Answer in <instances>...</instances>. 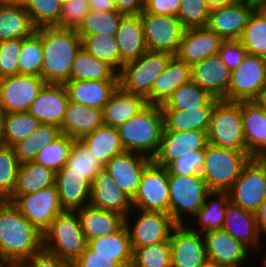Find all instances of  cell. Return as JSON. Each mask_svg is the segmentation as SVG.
I'll use <instances>...</instances> for the list:
<instances>
[{"label": "cell", "instance_id": "obj_19", "mask_svg": "<svg viewBox=\"0 0 266 267\" xmlns=\"http://www.w3.org/2000/svg\"><path fill=\"white\" fill-rule=\"evenodd\" d=\"M255 4L233 3L210 11L208 27L224 41L239 40Z\"/></svg>", "mask_w": 266, "mask_h": 267}, {"label": "cell", "instance_id": "obj_32", "mask_svg": "<svg viewBox=\"0 0 266 267\" xmlns=\"http://www.w3.org/2000/svg\"><path fill=\"white\" fill-rule=\"evenodd\" d=\"M102 125L103 110L69 102L60 129L62 134L80 140Z\"/></svg>", "mask_w": 266, "mask_h": 267}, {"label": "cell", "instance_id": "obj_74", "mask_svg": "<svg viewBox=\"0 0 266 267\" xmlns=\"http://www.w3.org/2000/svg\"><path fill=\"white\" fill-rule=\"evenodd\" d=\"M60 4H65V3H67L68 1H70V0H57Z\"/></svg>", "mask_w": 266, "mask_h": 267}, {"label": "cell", "instance_id": "obj_27", "mask_svg": "<svg viewBox=\"0 0 266 267\" xmlns=\"http://www.w3.org/2000/svg\"><path fill=\"white\" fill-rule=\"evenodd\" d=\"M223 230L227 231L234 239L242 242L252 250L260 251L261 239L259 234L256 215L244 210L239 205L228 201L227 211L224 219ZM254 248V249H253Z\"/></svg>", "mask_w": 266, "mask_h": 267}, {"label": "cell", "instance_id": "obj_21", "mask_svg": "<svg viewBox=\"0 0 266 267\" xmlns=\"http://www.w3.org/2000/svg\"><path fill=\"white\" fill-rule=\"evenodd\" d=\"M69 102V95L64 84L46 83L31 103L28 112L41 124L61 127Z\"/></svg>", "mask_w": 266, "mask_h": 267}, {"label": "cell", "instance_id": "obj_71", "mask_svg": "<svg viewBox=\"0 0 266 267\" xmlns=\"http://www.w3.org/2000/svg\"><path fill=\"white\" fill-rule=\"evenodd\" d=\"M8 200V198L6 196H4L1 192H0V207Z\"/></svg>", "mask_w": 266, "mask_h": 267}, {"label": "cell", "instance_id": "obj_36", "mask_svg": "<svg viewBox=\"0 0 266 267\" xmlns=\"http://www.w3.org/2000/svg\"><path fill=\"white\" fill-rule=\"evenodd\" d=\"M36 30L24 5L11 3L0 7V41L25 39Z\"/></svg>", "mask_w": 266, "mask_h": 267}, {"label": "cell", "instance_id": "obj_40", "mask_svg": "<svg viewBox=\"0 0 266 267\" xmlns=\"http://www.w3.org/2000/svg\"><path fill=\"white\" fill-rule=\"evenodd\" d=\"M56 173L34 161L20 163L13 194H33L55 185Z\"/></svg>", "mask_w": 266, "mask_h": 267}, {"label": "cell", "instance_id": "obj_50", "mask_svg": "<svg viewBox=\"0 0 266 267\" xmlns=\"http://www.w3.org/2000/svg\"><path fill=\"white\" fill-rule=\"evenodd\" d=\"M132 248V267H172L169 240L154 245Z\"/></svg>", "mask_w": 266, "mask_h": 267}, {"label": "cell", "instance_id": "obj_65", "mask_svg": "<svg viewBox=\"0 0 266 267\" xmlns=\"http://www.w3.org/2000/svg\"><path fill=\"white\" fill-rule=\"evenodd\" d=\"M256 9L266 17V0L257 1Z\"/></svg>", "mask_w": 266, "mask_h": 267}, {"label": "cell", "instance_id": "obj_67", "mask_svg": "<svg viewBox=\"0 0 266 267\" xmlns=\"http://www.w3.org/2000/svg\"><path fill=\"white\" fill-rule=\"evenodd\" d=\"M3 116H4V111L0 107V144H2V136H3Z\"/></svg>", "mask_w": 266, "mask_h": 267}, {"label": "cell", "instance_id": "obj_59", "mask_svg": "<svg viewBox=\"0 0 266 267\" xmlns=\"http://www.w3.org/2000/svg\"><path fill=\"white\" fill-rule=\"evenodd\" d=\"M73 263L75 267H121L112 257L94 255L88 246Z\"/></svg>", "mask_w": 266, "mask_h": 267}, {"label": "cell", "instance_id": "obj_52", "mask_svg": "<svg viewBox=\"0 0 266 267\" xmlns=\"http://www.w3.org/2000/svg\"><path fill=\"white\" fill-rule=\"evenodd\" d=\"M19 165L13 148L0 144V192L7 198L16 187Z\"/></svg>", "mask_w": 266, "mask_h": 267}, {"label": "cell", "instance_id": "obj_48", "mask_svg": "<svg viewBox=\"0 0 266 267\" xmlns=\"http://www.w3.org/2000/svg\"><path fill=\"white\" fill-rule=\"evenodd\" d=\"M43 50L41 41V28L23 39L19 56V75H34L42 77Z\"/></svg>", "mask_w": 266, "mask_h": 267}, {"label": "cell", "instance_id": "obj_29", "mask_svg": "<svg viewBox=\"0 0 266 267\" xmlns=\"http://www.w3.org/2000/svg\"><path fill=\"white\" fill-rule=\"evenodd\" d=\"M220 99L212 97L204 106L188 110L161 109L163 131H208L211 116Z\"/></svg>", "mask_w": 266, "mask_h": 267}, {"label": "cell", "instance_id": "obj_68", "mask_svg": "<svg viewBox=\"0 0 266 267\" xmlns=\"http://www.w3.org/2000/svg\"><path fill=\"white\" fill-rule=\"evenodd\" d=\"M199 267H222L220 265H218L217 263H215L214 261H211L209 259H207L201 266Z\"/></svg>", "mask_w": 266, "mask_h": 267}, {"label": "cell", "instance_id": "obj_66", "mask_svg": "<svg viewBox=\"0 0 266 267\" xmlns=\"http://www.w3.org/2000/svg\"><path fill=\"white\" fill-rule=\"evenodd\" d=\"M0 267H20V264L12 261L0 260Z\"/></svg>", "mask_w": 266, "mask_h": 267}, {"label": "cell", "instance_id": "obj_8", "mask_svg": "<svg viewBox=\"0 0 266 267\" xmlns=\"http://www.w3.org/2000/svg\"><path fill=\"white\" fill-rule=\"evenodd\" d=\"M172 55L147 50L138 59L125 63L118 73L119 87L147 98L156 78L164 71Z\"/></svg>", "mask_w": 266, "mask_h": 267}, {"label": "cell", "instance_id": "obj_51", "mask_svg": "<svg viewBox=\"0 0 266 267\" xmlns=\"http://www.w3.org/2000/svg\"><path fill=\"white\" fill-rule=\"evenodd\" d=\"M24 7L37 29L59 24L62 4L57 0H28Z\"/></svg>", "mask_w": 266, "mask_h": 267}, {"label": "cell", "instance_id": "obj_25", "mask_svg": "<svg viewBox=\"0 0 266 267\" xmlns=\"http://www.w3.org/2000/svg\"><path fill=\"white\" fill-rule=\"evenodd\" d=\"M244 139L252 158L266 154V105L263 101H242Z\"/></svg>", "mask_w": 266, "mask_h": 267}, {"label": "cell", "instance_id": "obj_4", "mask_svg": "<svg viewBox=\"0 0 266 267\" xmlns=\"http://www.w3.org/2000/svg\"><path fill=\"white\" fill-rule=\"evenodd\" d=\"M87 244L76 211L58 213L43 233V249L70 262L82 254Z\"/></svg>", "mask_w": 266, "mask_h": 267}, {"label": "cell", "instance_id": "obj_3", "mask_svg": "<svg viewBox=\"0 0 266 267\" xmlns=\"http://www.w3.org/2000/svg\"><path fill=\"white\" fill-rule=\"evenodd\" d=\"M117 129L125 151L152 159L158 151L164 130L160 106L148 104Z\"/></svg>", "mask_w": 266, "mask_h": 267}, {"label": "cell", "instance_id": "obj_7", "mask_svg": "<svg viewBox=\"0 0 266 267\" xmlns=\"http://www.w3.org/2000/svg\"><path fill=\"white\" fill-rule=\"evenodd\" d=\"M168 185L170 216L177 225L188 224L186 215L194 217L211 191L202 176L198 175L168 174Z\"/></svg>", "mask_w": 266, "mask_h": 267}, {"label": "cell", "instance_id": "obj_54", "mask_svg": "<svg viewBox=\"0 0 266 267\" xmlns=\"http://www.w3.org/2000/svg\"><path fill=\"white\" fill-rule=\"evenodd\" d=\"M23 39L0 41V75H19V56Z\"/></svg>", "mask_w": 266, "mask_h": 267}, {"label": "cell", "instance_id": "obj_38", "mask_svg": "<svg viewBox=\"0 0 266 267\" xmlns=\"http://www.w3.org/2000/svg\"><path fill=\"white\" fill-rule=\"evenodd\" d=\"M70 80L119 81V77L111 65L96 59L81 47L72 64Z\"/></svg>", "mask_w": 266, "mask_h": 267}, {"label": "cell", "instance_id": "obj_34", "mask_svg": "<svg viewBox=\"0 0 266 267\" xmlns=\"http://www.w3.org/2000/svg\"><path fill=\"white\" fill-rule=\"evenodd\" d=\"M147 105L145 97L125 92L118 87L102 109L104 125L118 128Z\"/></svg>", "mask_w": 266, "mask_h": 267}, {"label": "cell", "instance_id": "obj_9", "mask_svg": "<svg viewBox=\"0 0 266 267\" xmlns=\"http://www.w3.org/2000/svg\"><path fill=\"white\" fill-rule=\"evenodd\" d=\"M266 95V59L247 54L231 72L226 101H262Z\"/></svg>", "mask_w": 266, "mask_h": 267}, {"label": "cell", "instance_id": "obj_31", "mask_svg": "<svg viewBox=\"0 0 266 267\" xmlns=\"http://www.w3.org/2000/svg\"><path fill=\"white\" fill-rule=\"evenodd\" d=\"M76 212L87 242L102 235L115 233L125 224V217L120 213L103 210L91 204Z\"/></svg>", "mask_w": 266, "mask_h": 267}, {"label": "cell", "instance_id": "obj_73", "mask_svg": "<svg viewBox=\"0 0 266 267\" xmlns=\"http://www.w3.org/2000/svg\"><path fill=\"white\" fill-rule=\"evenodd\" d=\"M11 3H12V0H0V7L11 4Z\"/></svg>", "mask_w": 266, "mask_h": 267}, {"label": "cell", "instance_id": "obj_22", "mask_svg": "<svg viewBox=\"0 0 266 267\" xmlns=\"http://www.w3.org/2000/svg\"><path fill=\"white\" fill-rule=\"evenodd\" d=\"M192 81L212 97L224 99L231 81V71L217 54L191 65Z\"/></svg>", "mask_w": 266, "mask_h": 267}, {"label": "cell", "instance_id": "obj_35", "mask_svg": "<svg viewBox=\"0 0 266 267\" xmlns=\"http://www.w3.org/2000/svg\"><path fill=\"white\" fill-rule=\"evenodd\" d=\"M87 246L94 251V255L112 257L121 267H130L132 264L133 248L125 224L115 233L89 240Z\"/></svg>", "mask_w": 266, "mask_h": 267}, {"label": "cell", "instance_id": "obj_11", "mask_svg": "<svg viewBox=\"0 0 266 267\" xmlns=\"http://www.w3.org/2000/svg\"><path fill=\"white\" fill-rule=\"evenodd\" d=\"M131 212L125 217V225L130 235L132 247H144L168 241L177 225L168 213L138 209H133ZM134 212L139 215L132 221Z\"/></svg>", "mask_w": 266, "mask_h": 267}, {"label": "cell", "instance_id": "obj_6", "mask_svg": "<svg viewBox=\"0 0 266 267\" xmlns=\"http://www.w3.org/2000/svg\"><path fill=\"white\" fill-rule=\"evenodd\" d=\"M208 144L248 152L244 139L242 101L220 99L212 112L207 132Z\"/></svg>", "mask_w": 266, "mask_h": 267}, {"label": "cell", "instance_id": "obj_57", "mask_svg": "<svg viewBox=\"0 0 266 267\" xmlns=\"http://www.w3.org/2000/svg\"><path fill=\"white\" fill-rule=\"evenodd\" d=\"M247 54V50L239 40L223 41L218 52L223 63L231 72L243 62Z\"/></svg>", "mask_w": 266, "mask_h": 267}, {"label": "cell", "instance_id": "obj_77", "mask_svg": "<svg viewBox=\"0 0 266 267\" xmlns=\"http://www.w3.org/2000/svg\"><path fill=\"white\" fill-rule=\"evenodd\" d=\"M150 0H143L144 5H146Z\"/></svg>", "mask_w": 266, "mask_h": 267}, {"label": "cell", "instance_id": "obj_20", "mask_svg": "<svg viewBox=\"0 0 266 267\" xmlns=\"http://www.w3.org/2000/svg\"><path fill=\"white\" fill-rule=\"evenodd\" d=\"M152 159L129 151L114 156L104 169L116 182L117 187L128 194L132 199L136 195L141 175Z\"/></svg>", "mask_w": 266, "mask_h": 267}, {"label": "cell", "instance_id": "obj_24", "mask_svg": "<svg viewBox=\"0 0 266 267\" xmlns=\"http://www.w3.org/2000/svg\"><path fill=\"white\" fill-rule=\"evenodd\" d=\"M224 40L208 26L185 30L177 57L192 65L217 55Z\"/></svg>", "mask_w": 266, "mask_h": 267}, {"label": "cell", "instance_id": "obj_64", "mask_svg": "<svg viewBox=\"0 0 266 267\" xmlns=\"http://www.w3.org/2000/svg\"><path fill=\"white\" fill-rule=\"evenodd\" d=\"M206 2L211 10L233 4L231 0H206Z\"/></svg>", "mask_w": 266, "mask_h": 267}, {"label": "cell", "instance_id": "obj_17", "mask_svg": "<svg viewBox=\"0 0 266 267\" xmlns=\"http://www.w3.org/2000/svg\"><path fill=\"white\" fill-rule=\"evenodd\" d=\"M208 131H163L157 153L152 161L167 167L175 159L205 150L208 145Z\"/></svg>", "mask_w": 266, "mask_h": 267}, {"label": "cell", "instance_id": "obj_30", "mask_svg": "<svg viewBox=\"0 0 266 267\" xmlns=\"http://www.w3.org/2000/svg\"><path fill=\"white\" fill-rule=\"evenodd\" d=\"M64 85L70 102L102 110L119 87V81L69 80Z\"/></svg>", "mask_w": 266, "mask_h": 267}, {"label": "cell", "instance_id": "obj_56", "mask_svg": "<svg viewBox=\"0 0 266 267\" xmlns=\"http://www.w3.org/2000/svg\"><path fill=\"white\" fill-rule=\"evenodd\" d=\"M168 174L174 175H198L204 170V150L194 151V154H186L172 161L167 167Z\"/></svg>", "mask_w": 266, "mask_h": 267}, {"label": "cell", "instance_id": "obj_12", "mask_svg": "<svg viewBox=\"0 0 266 267\" xmlns=\"http://www.w3.org/2000/svg\"><path fill=\"white\" fill-rule=\"evenodd\" d=\"M133 209L169 214L168 169L151 161L144 169Z\"/></svg>", "mask_w": 266, "mask_h": 267}, {"label": "cell", "instance_id": "obj_49", "mask_svg": "<svg viewBox=\"0 0 266 267\" xmlns=\"http://www.w3.org/2000/svg\"><path fill=\"white\" fill-rule=\"evenodd\" d=\"M74 142V138L62 134L54 142H51L40 149L33 161L56 173L66 166Z\"/></svg>", "mask_w": 266, "mask_h": 267}, {"label": "cell", "instance_id": "obj_1", "mask_svg": "<svg viewBox=\"0 0 266 267\" xmlns=\"http://www.w3.org/2000/svg\"><path fill=\"white\" fill-rule=\"evenodd\" d=\"M43 249V233L33 226L18 207L7 200L0 207V260L23 265Z\"/></svg>", "mask_w": 266, "mask_h": 267}, {"label": "cell", "instance_id": "obj_23", "mask_svg": "<svg viewBox=\"0 0 266 267\" xmlns=\"http://www.w3.org/2000/svg\"><path fill=\"white\" fill-rule=\"evenodd\" d=\"M89 204L120 213L124 217L133 210L132 198L117 187L105 169L100 170L94 178Z\"/></svg>", "mask_w": 266, "mask_h": 267}, {"label": "cell", "instance_id": "obj_5", "mask_svg": "<svg viewBox=\"0 0 266 267\" xmlns=\"http://www.w3.org/2000/svg\"><path fill=\"white\" fill-rule=\"evenodd\" d=\"M251 158L249 152L208 144L204 150V170L201 176L210 191L227 192Z\"/></svg>", "mask_w": 266, "mask_h": 267}, {"label": "cell", "instance_id": "obj_37", "mask_svg": "<svg viewBox=\"0 0 266 267\" xmlns=\"http://www.w3.org/2000/svg\"><path fill=\"white\" fill-rule=\"evenodd\" d=\"M105 166L114 156L125 149L122 146L118 129L102 125L79 140Z\"/></svg>", "mask_w": 266, "mask_h": 267}, {"label": "cell", "instance_id": "obj_15", "mask_svg": "<svg viewBox=\"0 0 266 267\" xmlns=\"http://www.w3.org/2000/svg\"><path fill=\"white\" fill-rule=\"evenodd\" d=\"M46 82L34 75L3 77L0 82V107L4 113L28 112Z\"/></svg>", "mask_w": 266, "mask_h": 267}, {"label": "cell", "instance_id": "obj_62", "mask_svg": "<svg viewBox=\"0 0 266 267\" xmlns=\"http://www.w3.org/2000/svg\"><path fill=\"white\" fill-rule=\"evenodd\" d=\"M88 5L90 10L94 11H115L116 1L115 0H88Z\"/></svg>", "mask_w": 266, "mask_h": 267}, {"label": "cell", "instance_id": "obj_55", "mask_svg": "<svg viewBox=\"0 0 266 267\" xmlns=\"http://www.w3.org/2000/svg\"><path fill=\"white\" fill-rule=\"evenodd\" d=\"M89 11L88 0H70L62 5L61 17L56 27L78 30Z\"/></svg>", "mask_w": 266, "mask_h": 267}, {"label": "cell", "instance_id": "obj_69", "mask_svg": "<svg viewBox=\"0 0 266 267\" xmlns=\"http://www.w3.org/2000/svg\"><path fill=\"white\" fill-rule=\"evenodd\" d=\"M233 3L257 4L256 0H231Z\"/></svg>", "mask_w": 266, "mask_h": 267}, {"label": "cell", "instance_id": "obj_46", "mask_svg": "<svg viewBox=\"0 0 266 267\" xmlns=\"http://www.w3.org/2000/svg\"><path fill=\"white\" fill-rule=\"evenodd\" d=\"M69 173H77L83 175L93 183L98 172L104 169V165L93 155L89 149L79 140H75L66 162Z\"/></svg>", "mask_w": 266, "mask_h": 267}, {"label": "cell", "instance_id": "obj_70", "mask_svg": "<svg viewBox=\"0 0 266 267\" xmlns=\"http://www.w3.org/2000/svg\"><path fill=\"white\" fill-rule=\"evenodd\" d=\"M257 159L264 165V167L266 169V154L257 157Z\"/></svg>", "mask_w": 266, "mask_h": 267}, {"label": "cell", "instance_id": "obj_33", "mask_svg": "<svg viewBox=\"0 0 266 267\" xmlns=\"http://www.w3.org/2000/svg\"><path fill=\"white\" fill-rule=\"evenodd\" d=\"M115 38L123 64L138 59L148 50L140 15L124 16Z\"/></svg>", "mask_w": 266, "mask_h": 267}, {"label": "cell", "instance_id": "obj_58", "mask_svg": "<svg viewBox=\"0 0 266 267\" xmlns=\"http://www.w3.org/2000/svg\"><path fill=\"white\" fill-rule=\"evenodd\" d=\"M23 267H75L73 262L59 258L45 249L33 254Z\"/></svg>", "mask_w": 266, "mask_h": 267}, {"label": "cell", "instance_id": "obj_63", "mask_svg": "<svg viewBox=\"0 0 266 267\" xmlns=\"http://www.w3.org/2000/svg\"><path fill=\"white\" fill-rule=\"evenodd\" d=\"M256 223L258 227L259 234H266V199L261 203L259 209L255 213Z\"/></svg>", "mask_w": 266, "mask_h": 267}, {"label": "cell", "instance_id": "obj_61", "mask_svg": "<svg viewBox=\"0 0 266 267\" xmlns=\"http://www.w3.org/2000/svg\"><path fill=\"white\" fill-rule=\"evenodd\" d=\"M116 9L123 15H139L144 9L143 0H115Z\"/></svg>", "mask_w": 266, "mask_h": 267}, {"label": "cell", "instance_id": "obj_72", "mask_svg": "<svg viewBox=\"0 0 266 267\" xmlns=\"http://www.w3.org/2000/svg\"><path fill=\"white\" fill-rule=\"evenodd\" d=\"M27 2L28 0H12V3L20 5H25Z\"/></svg>", "mask_w": 266, "mask_h": 267}, {"label": "cell", "instance_id": "obj_14", "mask_svg": "<svg viewBox=\"0 0 266 267\" xmlns=\"http://www.w3.org/2000/svg\"><path fill=\"white\" fill-rule=\"evenodd\" d=\"M8 200L12 201L41 233H44L56 215L63 211L56 184L33 194H12Z\"/></svg>", "mask_w": 266, "mask_h": 267}, {"label": "cell", "instance_id": "obj_78", "mask_svg": "<svg viewBox=\"0 0 266 267\" xmlns=\"http://www.w3.org/2000/svg\"><path fill=\"white\" fill-rule=\"evenodd\" d=\"M260 264H263L262 266H260V267H266V265L262 262V263H260Z\"/></svg>", "mask_w": 266, "mask_h": 267}, {"label": "cell", "instance_id": "obj_18", "mask_svg": "<svg viewBox=\"0 0 266 267\" xmlns=\"http://www.w3.org/2000/svg\"><path fill=\"white\" fill-rule=\"evenodd\" d=\"M202 235L207 258L222 267H241L251 255L246 245L223 229L207 231Z\"/></svg>", "mask_w": 266, "mask_h": 267}, {"label": "cell", "instance_id": "obj_13", "mask_svg": "<svg viewBox=\"0 0 266 267\" xmlns=\"http://www.w3.org/2000/svg\"><path fill=\"white\" fill-rule=\"evenodd\" d=\"M227 192L229 201L255 214L266 199L264 165L257 158H251L243 167L240 177Z\"/></svg>", "mask_w": 266, "mask_h": 267}, {"label": "cell", "instance_id": "obj_76", "mask_svg": "<svg viewBox=\"0 0 266 267\" xmlns=\"http://www.w3.org/2000/svg\"><path fill=\"white\" fill-rule=\"evenodd\" d=\"M263 103L266 105V95L264 96V98H263Z\"/></svg>", "mask_w": 266, "mask_h": 267}, {"label": "cell", "instance_id": "obj_44", "mask_svg": "<svg viewBox=\"0 0 266 267\" xmlns=\"http://www.w3.org/2000/svg\"><path fill=\"white\" fill-rule=\"evenodd\" d=\"M82 47L96 59L111 65L118 73L124 65L115 36L88 35L82 40Z\"/></svg>", "mask_w": 266, "mask_h": 267}, {"label": "cell", "instance_id": "obj_60", "mask_svg": "<svg viewBox=\"0 0 266 267\" xmlns=\"http://www.w3.org/2000/svg\"><path fill=\"white\" fill-rule=\"evenodd\" d=\"M181 0H150L145 5V11L156 15L176 16Z\"/></svg>", "mask_w": 266, "mask_h": 267}, {"label": "cell", "instance_id": "obj_28", "mask_svg": "<svg viewBox=\"0 0 266 267\" xmlns=\"http://www.w3.org/2000/svg\"><path fill=\"white\" fill-rule=\"evenodd\" d=\"M55 184L63 210L76 211L89 204L92 183L64 166L56 172Z\"/></svg>", "mask_w": 266, "mask_h": 267}, {"label": "cell", "instance_id": "obj_16", "mask_svg": "<svg viewBox=\"0 0 266 267\" xmlns=\"http://www.w3.org/2000/svg\"><path fill=\"white\" fill-rule=\"evenodd\" d=\"M169 242L172 267H199L208 259L203 235L188 224L176 225Z\"/></svg>", "mask_w": 266, "mask_h": 267}, {"label": "cell", "instance_id": "obj_42", "mask_svg": "<svg viewBox=\"0 0 266 267\" xmlns=\"http://www.w3.org/2000/svg\"><path fill=\"white\" fill-rule=\"evenodd\" d=\"M124 16L117 10L107 12L90 10L77 32L82 40L88 35L95 34L115 36Z\"/></svg>", "mask_w": 266, "mask_h": 267}, {"label": "cell", "instance_id": "obj_26", "mask_svg": "<svg viewBox=\"0 0 266 267\" xmlns=\"http://www.w3.org/2000/svg\"><path fill=\"white\" fill-rule=\"evenodd\" d=\"M191 80V65L177 56H172L164 71L154 81L146 100L148 104L159 106L165 104L177 88Z\"/></svg>", "mask_w": 266, "mask_h": 267}, {"label": "cell", "instance_id": "obj_53", "mask_svg": "<svg viewBox=\"0 0 266 267\" xmlns=\"http://www.w3.org/2000/svg\"><path fill=\"white\" fill-rule=\"evenodd\" d=\"M211 9L206 0H181L177 18L187 29L208 25Z\"/></svg>", "mask_w": 266, "mask_h": 267}, {"label": "cell", "instance_id": "obj_2", "mask_svg": "<svg viewBox=\"0 0 266 267\" xmlns=\"http://www.w3.org/2000/svg\"><path fill=\"white\" fill-rule=\"evenodd\" d=\"M43 50L42 78L46 83L65 84L76 53L82 47L77 30L56 26L41 28Z\"/></svg>", "mask_w": 266, "mask_h": 267}, {"label": "cell", "instance_id": "obj_43", "mask_svg": "<svg viewBox=\"0 0 266 267\" xmlns=\"http://www.w3.org/2000/svg\"><path fill=\"white\" fill-rule=\"evenodd\" d=\"M40 124L29 112L4 113L2 144L12 147L29 136Z\"/></svg>", "mask_w": 266, "mask_h": 267}, {"label": "cell", "instance_id": "obj_45", "mask_svg": "<svg viewBox=\"0 0 266 267\" xmlns=\"http://www.w3.org/2000/svg\"><path fill=\"white\" fill-rule=\"evenodd\" d=\"M239 41L248 54L266 59V17L259 10L251 14Z\"/></svg>", "mask_w": 266, "mask_h": 267}, {"label": "cell", "instance_id": "obj_39", "mask_svg": "<svg viewBox=\"0 0 266 267\" xmlns=\"http://www.w3.org/2000/svg\"><path fill=\"white\" fill-rule=\"evenodd\" d=\"M213 197H215L216 199ZM228 201V192L211 191L206 196L203 206L194 216L195 218H197L196 221L199 224L200 229L193 226V224L191 226H188L193 231L199 232L201 234L211 230L222 229L224 225Z\"/></svg>", "mask_w": 266, "mask_h": 267}, {"label": "cell", "instance_id": "obj_47", "mask_svg": "<svg viewBox=\"0 0 266 267\" xmlns=\"http://www.w3.org/2000/svg\"><path fill=\"white\" fill-rule=\"evenodd\" d=\"M212 96L192 80L177 88L161 109L188 110L204 106Z\"/></svg>", "mask_w": 266, "mask_h": 267}, {"label": "cell", "instance_id": "obj_75", "mask_svg": "<svg viewBox=\"0 0 266 267\" xmlns=\"http://www.w3.org/2000/svg\"><path fill=\"white\" fill-rule=\"evenodd\" d=\"M265 254H266V252H265ZM261 262H263L266 265V255H265L264 259Z\"/></svg>", "mask_w": 266, "mask_h": 267}, {"label": "cell", "instance_id": "obj_10", "mask_svg": "<svg viewBox=\"0 0 266 267\" xmlns=\"http://www.w3.org/2000/svg\"><path fill=\"white\" fill-rule=\"evenodd\" d=\"M148 50L176 56L185 28L176 16L156 15L143 10L140 14Z\"/></svg>", "mask_w": 266, "mask_h": 267}, {"label": "cell", "instance_id": "obj_41", "mask_svg": "<svg viewBox=\"0 0 266 267\" xmlns=\"http://www.w3.org/2000/svg\"><path fill=\"white\" fill-rule=\"evenodd\" d=\"M61 135L62 132L59 126L40 124L35 131L22 141L15 143L12 148L20 163L33 161L40 149L54 142Z\"/></svg>", "mask_w": 266, "mask_h": 267}]
</instances>
